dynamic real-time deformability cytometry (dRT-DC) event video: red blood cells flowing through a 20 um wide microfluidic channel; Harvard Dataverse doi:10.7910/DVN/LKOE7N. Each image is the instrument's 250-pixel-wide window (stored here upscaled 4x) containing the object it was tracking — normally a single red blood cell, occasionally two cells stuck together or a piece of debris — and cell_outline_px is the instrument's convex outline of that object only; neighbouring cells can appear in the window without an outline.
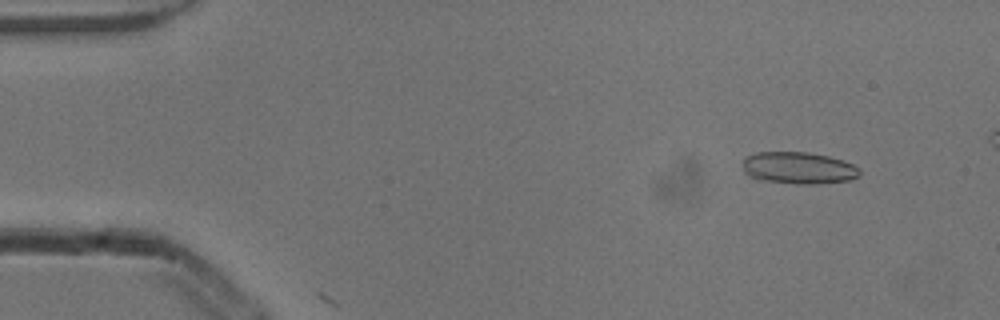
{"species": "common noctule bat (a hibernating species)", "species_latin": "Nyctalus noctula", "temperature_condition": "cold", "stored_images_in_passage": 5, "camera_frame_rate_fps": 3000, "um_per_image_px": 0.085, "animal": {"sex": "male", "body_mass_g": 13.3}, "frame": {"image": 1, "passage_image": 1, "time_ms": 0.0, "image_size_px": [1000, 320], "cell_outline_px": [[860, 176], [848, 180], [816, 184], [796, 184], [756, 180], [748, 176], [744, 172], [744, 156], [756, 152], [808, 152], [828, 156], [844, 160], [860, 168]], "centroid_in_image_um": [67.85, 14.28], "position_along_channel_um": 17.1, "area_um2": 22.08}}